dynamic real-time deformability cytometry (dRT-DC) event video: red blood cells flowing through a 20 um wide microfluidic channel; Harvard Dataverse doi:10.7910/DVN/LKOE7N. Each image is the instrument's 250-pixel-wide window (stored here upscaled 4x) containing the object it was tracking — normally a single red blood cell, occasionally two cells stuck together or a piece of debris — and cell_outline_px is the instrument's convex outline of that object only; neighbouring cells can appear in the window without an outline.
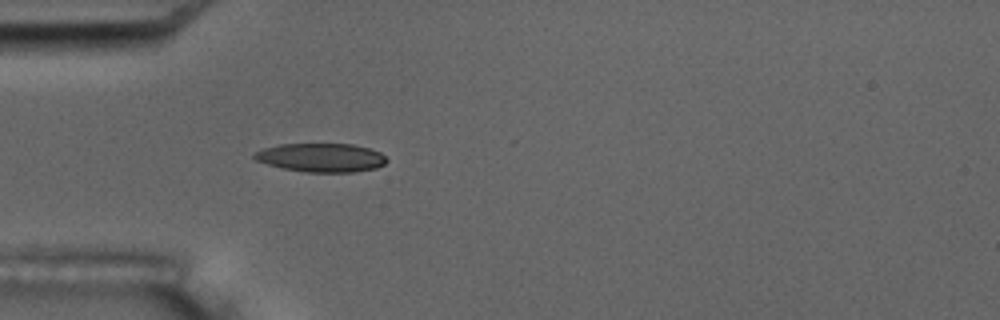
{"species": "common noctule bat (a hibernating species)", "species_latin": "Nyctalus noctula", "temperature_condition": "room temperature", "stored_images_in_passage": 5, "camera_frame_rate_fps": 3000, "um_per_image_px": 0.085, "animal": {"sex": "male", "body_mass_g": 17.5, "forearm_length_mm": 52.3}, "frame": {"image": 1, "passage_image": 5, "time_ms": 4.667, "image_size_px": [1000, 320], "cell_outline_px": [[388, 160], [384, 164], [376, 168], [352, 172], [308, 172], [284, 168], [268, 164], [256, 160], [252, 156], [256, 152], [264, 148], [280, 144], [352, 144], [368, 148], [380, 152]], "centroid_in_image_um": [27.32, 13.39], "position_along_channel_um": 57.7, "area_um2": 21.91}}